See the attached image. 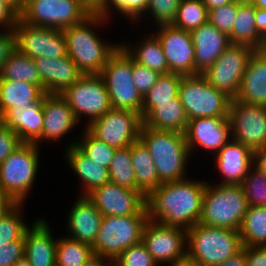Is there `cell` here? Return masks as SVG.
Returning a JSON list of instances; mask_svg holds the SVG:
<instances>
[{
    "mask_svg": "<svg viewBox=\"0 0 266 266\" xmlns=\"http://www.w3.org/2000/svg\"><path fill=\"white\" fill-rule=\"evenodd\" d=\"M205 185L206 181L188 177L162 183L146 196L149 220L190 229L200 220Z\"/></svg>",
    "mask_w": 266,
    "mask_h": 266,
    "instance_id": "1",
    "label": "cell"
},
{
    "mask_svg": "<svg viewBox=\"0 0 266 266\" xmlns=\"http://www.w3.org/2000/svg\"><path fill=\"white\" fill-rule=\"evenodd\" d=\"M108 20L98 14H91L83 22L62 30L67 55L83 74H99L109 57L121 45V42L108 43L95 32L97 28L105 26Z\"/></svg>",
    "mask_w": 266,
    "mask_h": 266,
    "instance_id": "2",
    "label": "cell"
},
{
    "mask_svg": "<svg viewBox=\"0 0 266 266\" xmlns=\"http://www.w3.org/2000/svg\"><path fill=\"white\" fill-rule=\"evenodd\" d=\"M139 139L148 148L162 183L187 177L186 166L191 153L184 133L156 130L142 125Z\"/></svg>",
    "mask_w": 266,
    "mask_h": 266,
    "instance_id": "3",
    "label": "cell"
},
{
    "mask_svg": "<svg viewBox=\"0 0 266 266\" xmlns=\"http://www.w3.org/2000/svg\"><path fill=\"white\" fill-rule=\"evenodd\" d=\"M243 249L239 231L197 223L187 230V258L199 266H214Z\"/></svg>",
    "mask_w": 266,
    "mask_h": 266,
    "instance_id": "4",
    "label": "cell"
},
{
    "mask_svg": "<svg viewBox=\"0 0 266 266\" xmlns=\"http://www.w3.org/2000/svg\"><path fill=\"white\" fill-rule=\"evenodd\" d=\"M248 208L241 185H219L206 182L202 213L198 223L238 231Z\"/></svg>",
    "mask_w": 266,
    "mask_h": 266,
    "instance_id": "5",
    "label": "cell"
},
{
    "mask_svg": "<svg viewBox=\"0 0 266 266\" xmlns=\"http://www.w3.org/2000/svg\"><path fill=\"white\" fill-rule=\"evenodd\" d=\"M113 109L131 110L142 117L143 96L133 81V59L120 45L99 73Z\"/></svg>",
    "mask_w": 266,
    "mask_h": 266,
    "instance_id": "6",
    "label": "cell"
},
{
    "mask_svg": "<svg viewBox=\"0 0 266 266\" xmlns=\"http://www.w3.org/2000/svg\"><path fill=\"white\" fill-rule=\"evenodd\" d=\"M40 148L22 143L0 164V187L16 202L25 203L40 167Z\"/></svg>",
    "mask_w": 266,
    "mask_h": 266,
    "instance_id": "7",
    "label": "cell"
},
{
    "mask_svg": "<svg viewBox=\"0 0 266 266\" xmlns=\"http://www.w3.org/2000/svg\"><path fill=\"white\" fill-rule=\"evenodd\" d=\"M178 96L188 120L228 118L232 99L211 85L202 74L183 76Z\"/></svg>",
    "mask_w": 266,
    "mask_h": 266,
    "instance_id": "8",
    "label": "cell"
},
{
    "mask_svg": "<svg viewBox=\"0 0 266 266\" xmlns=\"http://www.w3.org/2000/svg\"><path fill=\"white\" fill-rule=\"evenodd\" d=\"M148 215L103 216L93 253L110 260L116 259L125 249L142 242L143 229Z\"/></svg>",
    "mask_w": 266,
    "mask_h": 266,
    "instance_id": "9",
    "label": "cell"
},
{
    "mask_svg": "<svg viewBox=\"0 0 266 266\" xmlns=\"http://www.w3.org/2000/svg\"><path fill=\"white\" fill-rule=\"evenodd\" d=\"M90 15L81 0H26L18 17L33 26L63 30L83 22Z\"/></svg>",
    "mask_w": 266,
    "mask_h": 266,
    "instance_id": "10",
    "label": "cell"
},
{
    "mask_svg": "<svg viewBox=\"0 0 266 266\" xmlns=\"http://www.w3.org/2000/svg\"><path fill=\"white\" fill-rule=\"evenodd\" d=\"M74 112L76 119L88 117L85 127L112 109L109 93L99 74H83L61 94Z\"/></svg>",
    "mask_w": 266,
    "mask_h": 266,
    "instance_id": "11",
    "label": "cell"
},
{
    "mask_svg": "<svg viewBox=\"0 0 266 266\" xmlns=\"http://www.w3.org/2000/svg\"><path fill=\"white\" fill-rule=\"evenodd\" d=\"M254 50L248 45L230 44L202 75L216 89L235 99Z\"/></svg>",
    "mask_w": 266,
    "mask_h": 266,
    "instance_id": "12",
    "label": "cell"
},
{
    "mask_svg": "<svg viewBox=\"0 0 266 266\" xmlns=\"http://www.w3.org/2000/svg\"><path fill=\"white\" fill-rule=\"evenodd\" d=\"M16 49L30 58H59L67 55L64 32L61 29L33 26L19 17L13 27Z\"/></svg>",
    "mask_w": 266,
    "mask_h": 266,
    "instance_id": "13",
    "label": "cell"
},
{
    "mask_svg": "<svg viewBox=\"0 0 266 266\" xmlns=\"http://www.w3.org/2000/svg\"><path fill=\"white\" fill-rule=\"evenodd\" d=\"M142 125L139 113L112 108L86 128L99 140L119 149L139 140Z\"/></svg>",
    "mask_w": 266,
    "mask_h": 266,
    "instance_id": "14",
    "label": "cell"
},
{
    "mask_svg": "<svg viewBox=\"0 0 266 266\" xmlns=\"http://www.w3.org/2000/svg\"><path fill=\"white\" fill-rule=\"evenodd\" d=\"M228 119L233 140L253 152L266 145V106L245 104L232 99Z\"/></svg>",
    "mask_w": 266,
    "mask_h": 266,
    "instance_id": "15",
    "label": "cell"
},
{
    "mask_svg": "<svg viewBox=\"0 0 266 266\" xmlns=\"http://www.w3.org/2000/svg\"><path fill=\"white\" fill-rule=\"evenodd\" d=\"M142 242L159 266L187 258V230L184 228L148 220Z\"/></svg>",
    "mask_w": 266,
    "mask_h": 266,
    "instance_id": "16",
    "label": "cell"
},
{
    "mask_svg": "<svg viewBox=\"0 0 266 266\" xmlns=\"http://www.w3.org/2000/svg\"><path fill=\"white\" fill-rule=\"evenodd\" d=\"M86 197L103 216L148 215L146 195L108 182L89 192Z\"/></svg>",
    "mask_w": 266,
    "mask_h": 266,
    "instance_id": "17",
    "label": "cell"
},
{
    "mask_svg": "<svg viewBox=\"0 0 266 266\" xmlns=\"http://www.w3.org/2000/svg\"><path fill=\"white\" fill-rule=\"evenodd\" d=\"M169 71L182 76L195 75V48L190 31L163 24L156 26Z\"/></svg>",
    "mask_w": 266,
    "mask_h": 266,
    "instance_id": "18",
    "label": "cell"
},
{
    "mask_svg": "<svg viewBox=\"0 0 266 266\" xmlns=\"http://www.w3.org/2000/svg\"><path fill=\"white\" fill-rule=\"evenodd\" d=\"M184 135L191 155L197 147L216 154L232 139L229 119L218 117L190 119Z\"/></svg>",
    "mask_w": 266,
    "mask_h": 266,
    "instance_id": "19",
    "label": "cell"
},
{
    "mask_svg": "<svg viewBox=\"0 0 266 266\" xmlns=\"http://www.w3.org/2000/svg\"><path fill=\"white\" fill-rule=\"evenodd\" d=\"M42 137L35 143L59 141L79 125L73 110L61 94H44ZM78 124V125H77Z\"/></svg>",
    "mask_w": 266,
    "mask_h": 266,
    "instance_id": "20",
    "label": "cell"
},
{
    "mask_svg": "<svg viewBox=\"0 0 266 266\" xmlns=\"http://www.w3.org/2000/svg\"><path fill=\"white\" fill-rule=\"evenodd\" d=\"M215 155V168L223 176L219 185H241L253 167V151L233 139Z\"/></svg>",
    "mask_w": 266,
    "mask_h": 266,
    "instance_id": "21",
    "label": "cell"
},
{
    "mask_svg": "<svg viewBox=\"0 0 266 266\" xmlns=\"http://www.w3.org/2000/svg\"><path fill=\"white\" fill-rule=\"evenodd\" d=\"M34 61L46 94H62L83 75L68 55L56 59L38 57Z\"/></svg>",
    "mask_w": 266,
    "mask_h": 266,
    "instance_id": "22",
    "label": "cell"
},
{
    "mask_svg": "<svg viewBox=\"0 0 266 266\" xmlns=\"http://www.w3.org/2000/svg\"><path fill=\"white\" fill-rule=\"evenodd\" d=\"M190 34L195 48V75L205 72L231 44L229 36L209 21Z\"/></svg>",
    "mask_w": 266,
    "mask_h": 266,
    "instance_id": "23",
    "label": "cell"
},
{
    "mask_svg": "<svg viewBox=\"0 0 266 266\" xmlns=\"http://www.w3.org/2000/svg\"><path fill=\"white\" fill-rule=\"evenodd\" d=\"M43 103L44 95L30 106L10 108L0 120L16 133L23 143H36L42 137Z\"/></svg>",
    "mask_w": 266,
    "mask_h": 266,
    "instance_id": "24",
    "label": "cell"
},
{
    "mask_svg": "<svg viewBox=\"0 0 266 266\" xmlns=\"http://www.w3.org/2000/svg\"><path fill=\"white\" fill-rule=\"evenodd\" d=\"M48 222L44 217L36 218L25 232V257L31 266H56V246Z\"/></svg>",
    "mask_w": 266,
    "mask_h": 266,
    "instance_id": "25",
    "label": "cell"
},
{
    "mask_svg": "<svg viewBox=\"0 0 266 266\" xmlns=\"http://www.w3.org/2000/svg\"><path fill=\"white\" fill-rule=\"evenodd\" d=\"M67 214L68 237L93 245L100 228L103 215L86 196H78Z\"/></svg>",
    "mask_w": 266,
    "mask_h": 266,
    "instance_id": "26",
    "label": "cell"
},
{
    "mask_svg": "<svg viewBox=\"0 0 266 266\" xmlns=\"http://www.w3.org/2000/svg\"><path fill=\"white\" fill-rule=\"evenodd\" d=\"M235 100L266 106V48L251 54Z\"/></svg>",
    "mask_w": 266,
    "mask_h": 266,
    "instance_id": "27",
    "label": "cell"
},
{
    "mask_svg": "<svg viewBox=\"0 0 266 266\" xmlns=\"http://www.w3.org/2000/svg\"><path fill=\"white\" fill-rule=\"evenodd\" d=\"M66 160L82 183L83 192L81 196H86L92 190L110 182L109 170L93 162L85 156L75 145L65 148Z\"/></svg>",
    "mask_w": 266,
    "mask_h": 266,
    "instance_id": "28",
    "label": "cell"
},
{
    "mask_svg": "<svg viewBox=\"0 0 266 266\" xmlns=\"http://www.w3.org/2000/svg\"><path fill=\"white\" fill-rule=\"evenodd\" d=\"M188 118L179 96L173 102L160 103L144 118L143 125L156 130L177 131L184 133Z\"/></svg>",
    "mask_w": 266,
    "mask_h": 266,
    "instance_id": "29",
    "label": "cell"
},
{
    "mask_svg": "<svg viewBox=\"0 0 266 266\" xmlns=\"http://www.w3.org/2000/svg\"><path fill=\"white\" fill-rule=\"evenodd\" d=\"M137 43L132 45L124 41L121 46L132 57V59L150 70L156 71L160 74L169 73L166 57L158 37L153 33L148 36L145 35L144 39L141 38Z\"/></svg>",
    "mask_w": 266,
    "mask_h": 266,
    "instance_id": "30",
    "label": "cell"
},
{
    "mask_svg": "<svg viewBox=\"0 0 266 266\" xmlns=\"http://www.w3.org/2000/svg\"><path fill=\"white\" fill-rule=\"evenodd\" d=\"M45 92L35 84L24 81L0 80V118L13 107L30 106Z\"/></svg>",
    "mask_w": 266,
    "mask_h": 266,
    "instance_id": "31",
    "label": "cell"
},
{
    "mask_svg": "<svg viewBox=\"0 0 266 266\" xmlns=\"http://www.w3.org/2000/svg\"><path fill=\"white\" fill-rule=\"evenodd\" d=\"M130 155L136 176V186L147 196L162 184L151 154L139 139L130 145Z\"/></svg>",
    "mask_w": 266,
    "mask_h": 266,
    "instance_id": "32",
    "label": "cell"
},
{
    "mask_svg": "<svg viewBox=\"0 0 266 266\" xmlns=\"http://www.w3.org/2000/svg\"><path fill=\"white\" fill-rule=\"evenodd\" d=\"M229 38L231 44H244L254 49L266 48V40L256 29L253 4H237L236 20Z\"/></svg>",
    "mask_w": 266,
    "mask_h": 266,
    "instance_id": "33",
    "label": "cell"
},
{
    "mask_svg": "<svg viewBox=\"0 0 266 266\" xmlns=\"http://www.w3.org/2000/svg\"><path fill=\"white\" fill-rule=\"evenodd\" d=\"M0 80L24 81L42 89L39 71L33 58L15 49L0 70Z\"/></svg>",
    "mask_w": 266,
    "mask_h": 266,
    "instance_id": "34",
    "label": "cell"
},
{
    "mask_svg": "<svg viewBox=\"0 0 266 266\" xmlns=\"http://www.w3.org/2000/svg\"><path fill=\"white\" fill-rule=\"evenodd\" d=\"M182 75L177 73L160 74L154 86L143 96L142 119L160 103L173 102L179 93Z\"/></svg>",
    "mask_w": 266,
    "mask_h": 266,
    "instance_id": "35",
    "label": "cell"
},
{
    "mask_svg": "<svg viewBox=\"0 0 266 266\" xmlns=\"http://www.w3.org/2000/svg\"><path fill=\"white\" fill-rule=\"evenodd\" d=\"M238 231L243 246H266V206H248Z\"/></svg>",
    "mask_w": 266,
    "mask_h": 266,
    "instance_id": "36",
    "label": "cell"
},
{
    "mask_svg": "<svg viewBox=\"0 0 266 266\" xmlns=\"http://www.w3.org/2000/svg\"><path fill=\"white\" fill-rule=\"evenodd\" d=\"M83 136L67 143L65 148L70 146H76L85 156L90 158L93 162L105 168L110 167L111 161L113 160L116 148L109 146L104 141L96 138L86 127H84Z\"/></svg>",
    "mask_w": 266,
    "mask_h": 266,
    "instance_id": "37",
    "label": "cell"
},
{
    "mask_svg": "<svg viewBox=\"0 0 266 266\" xmlns=\"http://www.w3.org/2000/svg\"><path fill=\"white\" fill-rule=\"evenodd\" d=\"M93 255L88 244L64 235L57 240L56 266H82Z\"/></svg>",
    "mask_w": 266,
    "mask_h": 266,
    "instance_id": "38",
    "label": "cell"
},
{
    "mask_svg": "<svg viewBox=\"0 0 266 266\" xmlns=\"http://www.w3.org/2000/svg\"><path fill=\"white\" fill-rule=\"evenodd\" d=\"M108 170L110 182L135 191H141L136 186V176L131 162L130 146L116 149Z\"/></svg>",
    "mask_w": 266,
    "mask_h": 266,
    "instance_id": "39",
    "label": "cell"
},
{
    "mask_svg": "<svg viewBox=\"0 0 266 266\" xmlns=\"http://www.w3.org/2000/svg\"><path fill=\"white\" fill-rule=\"evenodd\" d=\"M207 21L208 9L202 0H180L172 25L186 31H192Z\"/></svg>",
    "mask_w": 266,
    "mask_h": 266,
    "instance_id": "40",
    "label": "cell"
},
{
    "mask_svg": "<svg viewBox=\"0 0 266 266\" xmlns=\"http://www.w3.org/2000/svg\"><path fill=\"white\" fill-rule=\"evenodd\" d=\"M23 203H17L6 214L0 216V245L24 237L29 225L23 219Z\"/></svg>",
    "mask_w": 266,
    "mask_h": 266,
    "instance_id": "41",
    "label": "cell"
},
{
    "mask_svg": "<svg viewBox=\"0 0 266 266\" xmlns=\"http://www.w3.org/2000/svg\"><path fill=\"white\" fill-rule=\"evenodd\" d=\"M146 6L147 0H106L105 6L97 14L109 19L112 16L111 11L116 10L119 15H124L131 22L138 23L147 15Z\"/></svg>",
    "mask_w": 266,
    "mask_h": 266,
    "instance_id": "42",
    "label": "cell"
},
{
    "mask_svg": "<svg viewBox=\"0 0 266 266\" xmlns=\"http://www.w3.org/2000/svg\"><path fill=\"white\" fill-rule=\"evenodd\" d=\"M243 187L248 206H266V175L252 167L244 178Z\"/></svg>",
    "mask_w": 266,
    "mask_h": 266,
    "instance_id": "43",
    "label": "cell"
},
{
    "mask_svg": "<svg viewBox=\"0 0 266 266\" xmlns=\"http://www.w3.org/2000/svg\"><path fill=\"white\" fill-rule=\"evenodd\" d=\"M180 0H147L146 12L153 17L155 27L172 24L176 17Z\"/></svg>",
    "mask_w": 266,
    "mask_h": 266,
    "instance_id": "44",
    "label": "cell"
},
{
    "mask_svg": "<svg viewBox=\"0 0 266 266\" xmlns=\"http://www.w3.org/2000/svg\"><path fill=\"white\" fill-rule=\"evenodd\" d=\"M114 261L118 266H159L143 242L125 249Z\"/></svg>",
    "mask_w": 266,
    "mask_h": 266,
    "instance_id": "45",
    "label": "cell"
},
{
    "mask_svg": "<svg viewBox=\"0 0 266 266\" xmlns=\"http://www.w3.org/2000/svg\"><path fill=\"white\" fill-rule=\"evenodd\" d=\"M237 15V3L225 4L223 6L208 10V21L219 31L230 35Z\"/></svg>",
    "mask_w": 266,
    "mask_h": 266,
    "instance_id": "46",
    "label": "cell"
},
{
    "mask_svg": "<svg viewBox=\"0 0 266 266\" xmlns=\"http://www.w3.org/2000/svg\"><path fill=\"white\" fill-rule=\"evenodd\" d=\"M159 76L160 73L133 60V81L142 96L154 86Z\"/></svg>",
    "mask_w": 266,
    "mask_h": 266,
    "instance_id": "47",
    "label": "cell"
},
{
    "mask_svg": "<svg viewBox=\"0 0 266 266\" xmlns=\"http://www.w3.org/2000/svg\"><path fill=\"white\" fill-rule=\"evenodd\" d=\"M23 257H25V236L0 245V266H12Z\"/></svg>",
    "mask_w": 266,
    "mask_h": 266,
    "instance_id": "48",
    "label": "cell"
},
{
    "mask_svg": "<svg viewBox=\"0 0 266 266\" xmlns=\"http://www.w3.org/2000/svg\"><path fill=\"white\" fill-rule=\"evenodd\" d=\"M22 143L19 136L0 120V164Z\"/></svg>",
    "mask_w": 266,
    "mask_h": 266,
    "instance_id": "49",
    "label": "cell"
},
{
    "mask_svg": "<svg viewBox=\"0 0 266 266\" xmlns=\"http://www.w3.org/2000/svg\"><path fill=\"white\" fill-rule=\"evenodd\" d=\"M15 49V32L13 28L2 30L0 33V70Z\"/></svg>",
    "mask_w": 266,
    "mask_h": 266,
    "instance_id": "50",
    "label": "cell"
},
{
    "mask_svg": "<svg viewBox=\"0 0 266 266\" xmlns=\"http://www.w3.org/2000/svg\"><path fill=\"white\" fill-rule=\"evenodd\" d=\"M246 266H266V246H243Z\"/></svg>",
    "mask_w": 266,
    "mask_h": 266,
    "instance_id": "51",
    "label": "cell"
},
{
    "mask_svg": "<svg viewBox=\"0 0 266 266\" xmlns=\"http://www.w3.org/2000/svg\"><path fill=\"white\" fill-rule=\"evenodd\" d=\"M17 18L18 14L3 0H0V27L2 30L13 28Z\"/></svg>",
    "mask_w": 266,
    "mask_h": 266,
    "instance_id": "52",
    "label": "cell"
},
{
    "mask_svg": "<svg viewBox=\"0 0 266 266\" xmlns=\"http://www.w3.org/2000/svg\"><path fill=\"white\" fill-rule=\"evenodd\" d=\"M253 167L266 175V145L253 152Z\"/></svg>",
    "mask_w": 266,
    "mask_h": 266,
    "instance_id": "53",
    "label": "cell"
},
{
    "mask_svg": "<svg viewBox=\"0 0 266 266\" xmlns=\"http://www.w3.org/2000/svg\"><path fill=\"white\" fill-rule=\"evenodd\" d=\"M255 24L258 33L266 40V10L255 8Z\"/></svg>",
    "mask_w": 266,
    "mask_h": 266,
    "instance_id": "54",
    "label": "cell"
},
{
    "mask_svg": "<svg viewBox=\"0 0 266 266\" xmlns=\"http://www.w3.org/2000/svg\"><path fill=\"white\" fill-rule=\"evenodd\" d=\"M214 266H246L245 248L243 247L241 251L233 255L231 258Z\"/></svg>",
    "mask_w": 266,
    "mask_h": 266,
    "instance_id": "55",
    "label": "cell"
},
{
    "mask_svg": "<svg viewBox=\"0 0 266 266\" xmlns=\"http://www.w3.org/2000/svg\"><path fill=\"white\" fill-rule=\"evenodd\" d=\"M17 203L0 187V216L6 214Z\"/></svg>",
    "mask_w": 266,
    "mask_h": 266,
    "instance_id": "56",
    "label": "cell"
},
{
    "mask_svg": "<svg viewBox=\"0 0 266 266\" xmlns=\"http://www.w3.org/2000/svg\"><path fill=\"white\" fill-rule=\"evenodd\" d=\"M81 2L91 14H97L106 4V0H81Z\"/></svg>",
    "mask_w": 266,
    "mask_h": 266,
    "instance_id": "57",
    "label": "cell"
},
{
    "mask_svg": "<svg viewBox=\"0 0 266 266\" xmlns=\"http://www.w3.org/2000/svg\"><path fill=\"white\" fill-rule=\"evenodd\" d=\"M112 260L94 254L82 266H107Z\"/></svg>",
    "mask_w": 266,
    "mask_h": 266,
    "instance_id": "58",
    "label": "cell"
},
{
    "mask_svg": "<svg viewBox=\"0 0 266 266\" xmlns=\"http://www.w3.org/2000/svg\"><path fill=\"white\" fill-rule=\"evenodd\" d=\"M10 6L18 15L23 11L26 0H3Z\"/></svg>",
    "mask_w": 266,
    "mask_h": 266,
    "instance_id": "59",
    "label": "cell"
},
{
    "mask_svg": "<svg viewBox=\"0 0 266 266\" xmlns=\"http://www.w3.org/2000/svg\"><path fill=\"white\" fill-rule=\"evenodd\" d=\"M208 10L223 6L228 3L234 2V0H202Z\"/></svg>",
    "mask_w": 266,
    "mask_h": 266,
    "instance_id": "60",
    "label": "cell"
},
{
    "mask_svg": "<svg viewBox=\"0 0 266 266\" xmlns=\"http://www.w3.org/2000/svg\"><path fill=\"white\" fill-rule=\"evenodd\" d=\"M166 265L168 266H199L198 264H196L194 261L190 260L189 258H185L183 260L169 263Z\"/></svg>",
    "mask_w": 266,
    "mask_h": 266,
    "instance_id": "61",
    "label": "cell"
},
{
    "mask_svg": "<svg viewBox=\"0 0 266 266\" xmlns=\"http://www.w3.org/2000/svg\"><path fill=\"white\" fill-rule=\"evenodd\" d=\"M253 6L255 8L266 10V0H255V2L253 3Z\"/></svg>",
    "mask_w": 266,
    "mask_h": 266,
    "instance_id": "62",
    "label": "cell"
},
{
    "mask_svg": "<svg viewBox=\"0 0 266 266\" xmlns=\"http://www.w3.org/2000/svg\"><path fill=\"white\" fill-rule=\"evenodd\" d=\"M12 266H31L26 257H23L22 259H19L17 262H15Z\"/></svg>",
    "mask_w": 266,
    "mask_h": 266,
    "instance_id": "63",
    "label": "cell"
},
{
    "mask_svg": "<svg viewBox=\"0 0 266 266\" xmlns=\"http://www.w3.org/2000/svg\"><path fill=\"white\" fill-rule=\"evenodd\" d=\"M237 4H253L255 0H234Z\"/></svg>",
    "mask_w": 266,
    "mask_h": 266,
    "instance_id": "64",
    "label": "cell"
},
{
    "mask_svg": "<svg viewBox=\"0 0 266 266\" xmlns=\"http://www.w3.org/2000/svg\"><path fill=\"white\" fill-rule=\"evenodd\" d=\"M107 266H118L114 260H112Z\"/></svg>",
    "mask_w": 266,
    "mask_h": 266,
    "instance_id": "65",
    "label": "cell"
}]
</instances>
